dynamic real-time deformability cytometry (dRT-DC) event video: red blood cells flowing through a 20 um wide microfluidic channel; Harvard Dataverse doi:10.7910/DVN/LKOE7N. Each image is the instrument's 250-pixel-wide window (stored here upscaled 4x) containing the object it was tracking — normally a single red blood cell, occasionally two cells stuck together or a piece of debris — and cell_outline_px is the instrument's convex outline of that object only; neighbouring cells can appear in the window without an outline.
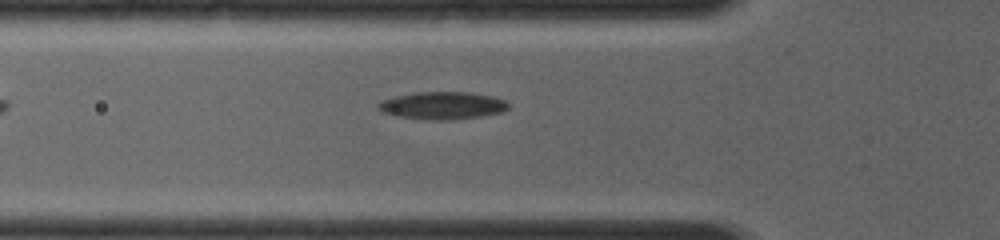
{"species": "common noctule bat (a hibernating species)", "species_latin": "Nyctalus noctula", "temperature_condition": "room temperature", "stored_images_in_passage": 28, "segment_of_instrument_passage": [1, 2], "camera_frame_rate_fps": 4000, "um_per_image_px": 0.085, "animal": {"sex": "female", "body_mass_g": 19.0, "forearm_length_mm": 56.7}, "frame": {"image": 1, "passage_image": 7, "time_ms": 1.75, "image_size_px": [1000, 240], "cell_outline_px": [[508, 108], [504, 112], [480, 116], [448, 120], [432, 120], [400, 116], [384, 112], [376, 108], [376, 104], [380, 100], [396, 96], [416, 92], [472, 92], [492, 96], [504, 100], [508, 104]], "centroid_in_image_um": [37.61, 8.96], "position_along_channel_um": 88.2, "area_um2": 20.81}}
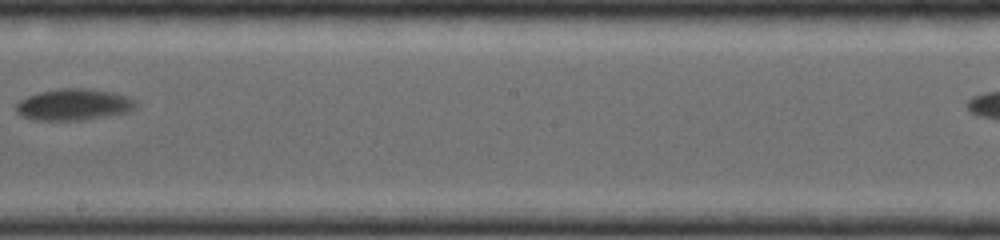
{"frame": {"image": 2, "passage_image": 16, "time_ms": 5.25, "image_size_px": [1000, 240], "cell_outline_px": [[136, 108], [128, 112], [108, 116], [84, 120], [32, 120], [20, 116], [16, 112], [16, 104], [20, 100], [28, 96], [40, 92], [60, 88], [88, 88], [112, 92], [128, 96], [136, 100]], "centroid_in_image_um": [6.28, 8.89], "position_along_channel_um": 241.9, "area_um2": 22.2}}
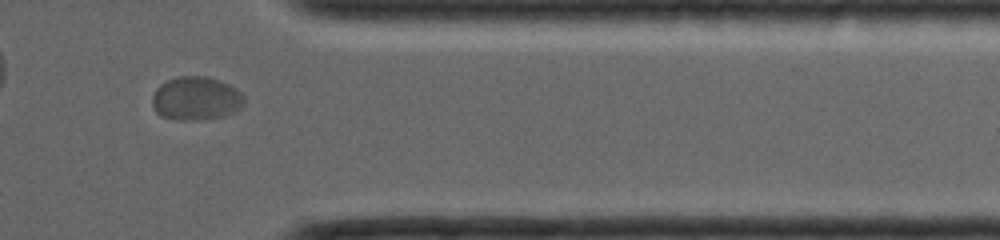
{"frame": {"image": 3, "passage_image": 25, "time_ms": 8.75, "image_size_px": [1000, 240], "cell_outline_px": [[244, 104], [236, 112], [224, 116], [192, 120], [176, 120], [160, 116], [156, 112], [152, 104], [152, 96], [156, 88], [160, 84], [176, 76], [208, 76], [220, 80], [236, 88], [244, 96]], "centroid_in_image_um": [16.66, 8.36], "position_along_channel_um": 394.7, "area_um2": 23.58}}